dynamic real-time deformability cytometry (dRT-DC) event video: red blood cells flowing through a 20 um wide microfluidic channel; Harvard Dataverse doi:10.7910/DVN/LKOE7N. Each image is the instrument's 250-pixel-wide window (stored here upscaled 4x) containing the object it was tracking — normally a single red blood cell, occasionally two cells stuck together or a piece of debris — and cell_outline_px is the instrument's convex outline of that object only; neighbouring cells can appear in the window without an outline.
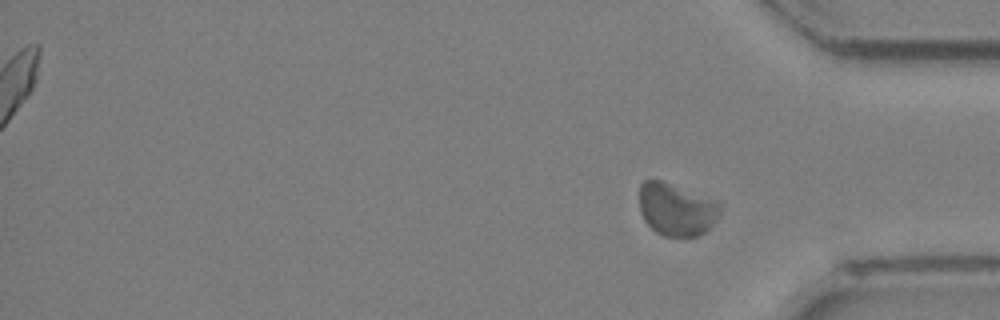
{"species": "Egyptian fruit bat (a non-hibernating species)", "species_latin": "Rousettus aegyptiacus", "temperature_condition": "room temperature", "stored_images_in_passage": 19, "segment_of_instrument_passage": [2, 2], "camera_frame_rate_fps": 3000, "um_per_image_px": 0.085, "animal": {"sex": "female"}, "frame": {"image": 1, "passage_image": 19, "time_ms": 6.0, "image_size_px": [1000, 320], "cell_outline_px": [[720, 212], [716, 220], [704, 232], [696, 236], [664, 236], [656, 232], [644, 220], [640, 212], [640, 184], [644, 180], [660, 180], [716, 200], [720, 204]], "centroid_in_image_um": [57.48, 17.79], "position_along_channel_um": 377.7, "area_um2": 24.51}}